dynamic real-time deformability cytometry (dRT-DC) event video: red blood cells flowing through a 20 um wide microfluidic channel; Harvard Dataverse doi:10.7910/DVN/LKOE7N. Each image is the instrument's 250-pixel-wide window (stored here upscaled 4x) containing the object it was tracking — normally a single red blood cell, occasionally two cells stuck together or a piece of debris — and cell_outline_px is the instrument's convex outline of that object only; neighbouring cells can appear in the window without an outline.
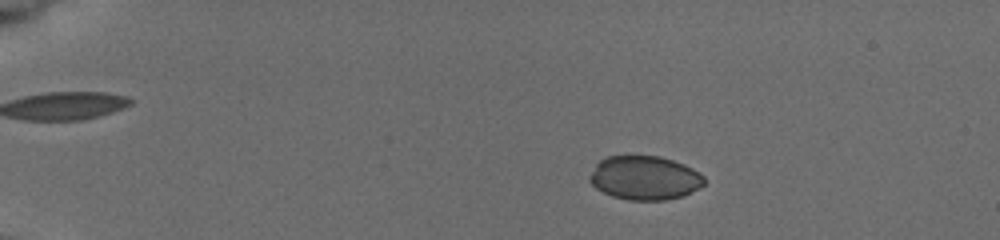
{"species": "common noctule bat (a hibernating species)", "species_latin": "Nyctalus noctula", "temperature_condition": "cold", "stored_images_in_passage": 10, "camera_frame_rate_fps": 3000, "um_per_image_px": 0.085, "animal": {"sex": "female", "body_mass_g": 19.5, "forearm_length_mm": 54.1}, "frame": {"image": 1, "passage_image": 5, "time_ms": 3.333, "image_size_px": [1000, 240], "cell_outline_px": [[704, 184], [684, 196], [664, 200], [628, 200], [612, 196], [596, 188], [588, 180], [588, 176], [596, 164], [600, 160], [608, 156], [660, 156], [684, 164], [692, 168], [704, 176]], "centroid_in_image_um": [54.78, 15.12], "position_along_channel_um": 30.2, "area_um2": 29.3}}
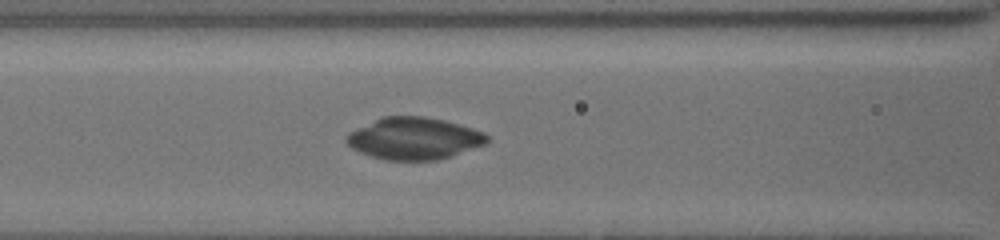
{"frame": {"image": 2, "passage_image": 10, "time_ms": 8.333, "image_size_px": [1000, 240], "cell_outline_px": [[488, 140], [484, 144], [436, 160], [384, 160], [360, 152], [352, 148], [344, 140], [348, 132], [380, 116], [424, 116], [444, 120], [472, 128], [484, 132], [488, 136]], "centroid_in_image_um": [35.13, 11.75], "position_along_channel_um": 131.5, "area_um2": 34.22}}